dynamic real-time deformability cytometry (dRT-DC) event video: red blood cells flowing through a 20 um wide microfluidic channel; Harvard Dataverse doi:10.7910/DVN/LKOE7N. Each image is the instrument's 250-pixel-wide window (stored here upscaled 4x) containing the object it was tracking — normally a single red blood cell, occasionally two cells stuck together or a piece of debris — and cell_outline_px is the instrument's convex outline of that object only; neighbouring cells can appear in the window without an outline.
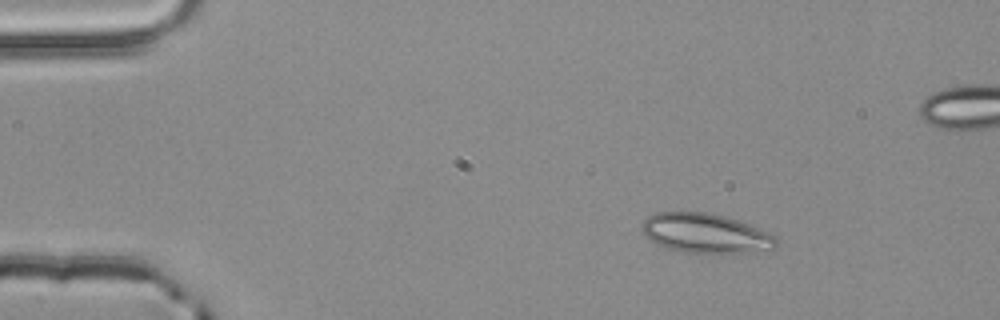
{"species": "common noctule bat (a hibernating species)", "species_latin": "Nyctalus noctula", "temperature_condition": "room temperature", "stored_images_in_passage": 3, "camera_frame_rate_fps": 3000, "um_per_image_px": 0.085, "animal": {"sex": "male", "body_mass_g": 20.4}, "frame": {"image": 1, "passage_image": 1, "time_ms": 0.0, "image_size_px": [1000, 320], "cell_outline_px": [[776, 248], [768, 252], [688, 252], [664, 248], [656, 244], [644, 236], [640, 232], [640, 228], [644, 220], [648, 216], [656, 212], [680, 208], [708, 212], [728, 216], [760, 228], [776, 236]], "centroid_in_image_um": [59.92, 19.78], "position_along_channel_um": 25.1, "area_um2": 32.14}}